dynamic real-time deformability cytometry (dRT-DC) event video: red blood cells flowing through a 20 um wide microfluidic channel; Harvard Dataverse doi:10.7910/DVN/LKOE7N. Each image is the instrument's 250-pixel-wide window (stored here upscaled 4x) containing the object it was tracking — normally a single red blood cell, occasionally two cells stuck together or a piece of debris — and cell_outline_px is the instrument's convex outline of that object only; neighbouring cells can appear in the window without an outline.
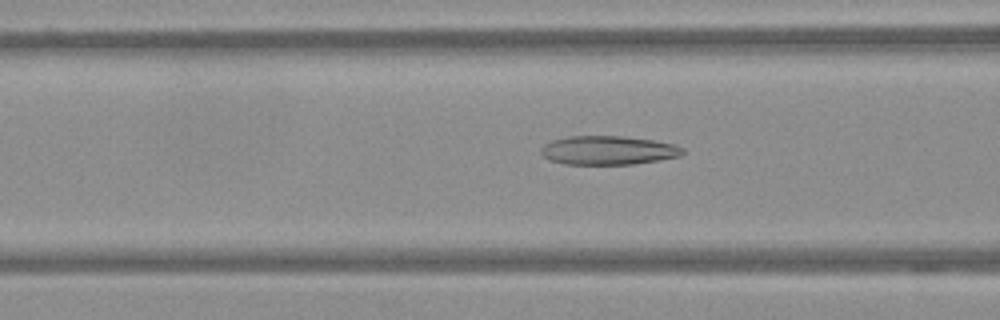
{"species": "Egyptian fruit bat (a non-hibernating species)", "species_latin": "Rousettus aegyptiacus", "temperature_condition": "warm", "stored_images_in_passage": 45, "camera_frame_rate_fps": 3000, "um_per_image_px": 0.085, "frame": {"image": 1, "passage_image": 10, "time_ms": 3.0, "image_size_px": [1000, 320], "cell_outline_px": [[684, 152], [680, 156], [660, 160], [632, 164], [564, 164], [548, 160], [540, 152], [540, 148], [544, 144], [552, 140], [568, 136], [620, 136], [656, 140], [672, 144], [684, 148]], "centroid_in_image_um": [51.67, 12.77], "position_along_channel_um": 114.9, "area_um2": 23.93}}
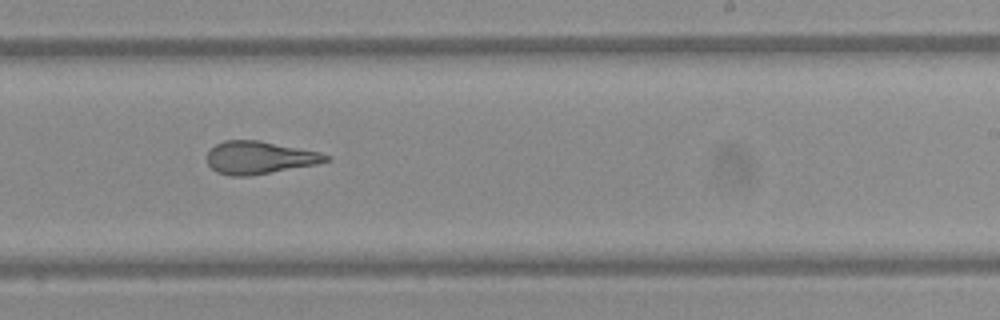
{"frame": {"image": 2, "passage_image": 23, "time_ms": 7.333, "image_size_px": [1000, 320], "cell_outline_px": [[332, 160], [316, 164], [248, 176], [232, 176], [216, 172], [208, 164], [208, 152], [216, 144], [224, 140], [260, 140], [320, 152], [328, 156]], "centroid_in_image_um": [22.05, 13.39], "position_along_channel_um": 267.0, "area_um2": 22.48}}
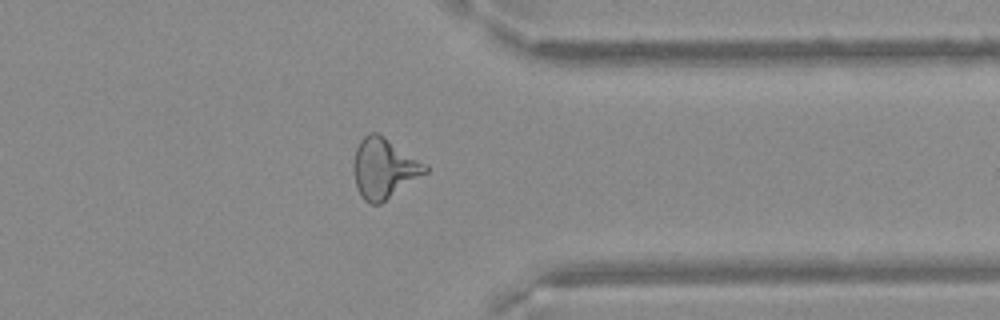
{"frame": {"image": 3, "passage_image": 33, "time_ms": 10.667, "image_size_px": [1000, 320], "cell_outline_px": [[428, 172], [380, 204], [368, 204], [364, 200], [356, 188], [352, 172], [352, 164], [356, 148], [360, 140], [368, 132], [376, 132], [384, 136], [428, 164]], "centroid_in_image_um": [32.62, 14.3], "position_along_channel_um": 378.8, "area_um2": 25.55}}